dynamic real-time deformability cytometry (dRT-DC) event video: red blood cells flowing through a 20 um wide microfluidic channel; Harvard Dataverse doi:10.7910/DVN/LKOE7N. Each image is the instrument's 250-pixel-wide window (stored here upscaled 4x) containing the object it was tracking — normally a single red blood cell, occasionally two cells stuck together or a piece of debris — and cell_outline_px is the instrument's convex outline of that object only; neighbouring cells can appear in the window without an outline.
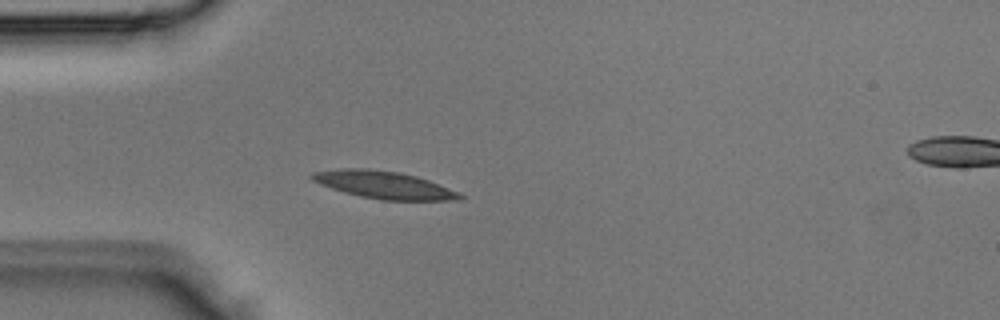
{"species": "Egyptian fruit bat (a non-hibernating species)", "species_latin": "Rousettus aegyptiacus", "temperature_condition": "room temperature", "stored_images_in_passage": 3, "camera_frame_rate_fps": 3000, "um_per_image_px": 0.085, "animal": {"sex": "male"}, "frame": {"image": 1, "passage_image": 3, "time_ms": 0.667, "image_size_px": [1000, 320], "cell_outline_px": [[464, 196], [460, 200], [380, 200], [360, 196], [344, 192], [320, 184], [312, 180], [308, 176], [312, 172], [340, 168], [368, 168], [400, 172], [416, 176], [428, 180], [460, 192]], "centroid_in_image_um": [32.62, 15.71], "position_along_channel_um": 52.4, "area_um2": 23.76}}